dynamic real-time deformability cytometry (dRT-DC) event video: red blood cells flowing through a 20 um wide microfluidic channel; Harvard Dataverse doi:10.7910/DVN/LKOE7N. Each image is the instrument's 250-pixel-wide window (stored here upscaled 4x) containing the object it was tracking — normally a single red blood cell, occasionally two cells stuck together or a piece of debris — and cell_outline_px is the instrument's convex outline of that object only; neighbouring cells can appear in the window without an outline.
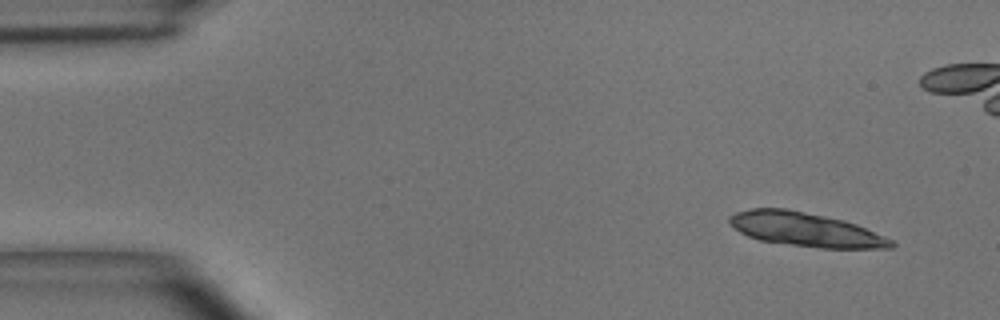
{"species": "common noctule bat (a hibernating species)", "species_latin": "Nyctalus noctula", "temperature_condition": "room temperature", "stored_images_in_passage": 5, "camera_frame_rate_fps": 3000, "um_per_image_px": 0.085, "animal": {"sex": "male", "body_mass_g": 15.6}, "frame": {"image": 1, "passage_image": 1, "time_ms": 0.0, "image_size_px": [1000, 320], "cell_outline_px": [[896, 244], [892, 248], [820, 248], [760, 240], [748, 236], [740, 232], [728, 220], [728, 216], [736, 212], [752, 208], [788, 208], [844, 220], [856, 224], [896, 240]], "centroid_in_image_um": [68.52, 19.5], "position_along_channel_um": 16.5, "area_um2": 32.02}}